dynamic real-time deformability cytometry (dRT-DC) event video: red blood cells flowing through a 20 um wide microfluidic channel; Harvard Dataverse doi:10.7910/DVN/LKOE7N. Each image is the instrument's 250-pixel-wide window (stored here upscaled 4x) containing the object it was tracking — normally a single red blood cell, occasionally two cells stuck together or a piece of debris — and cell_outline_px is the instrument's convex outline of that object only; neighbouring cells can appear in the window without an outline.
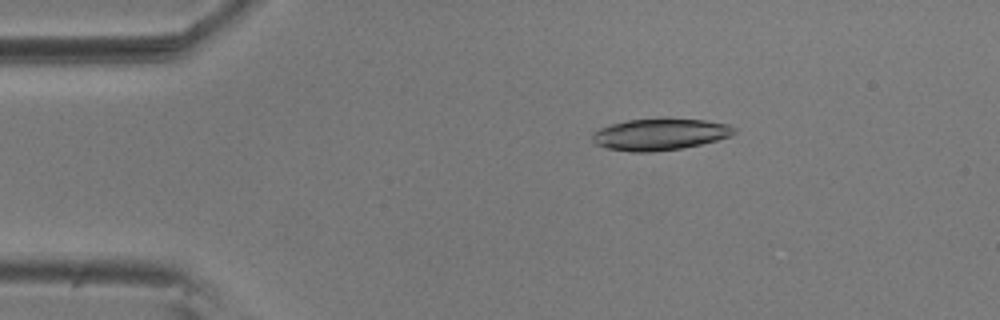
{"species": "common noctule bat (a hibernating species)", "species_latin": "Nyctalus noctula", "temperature_condition": "room temperature", "stored_images_in_passage": 54, "camera_frame_rate_fps": 3000, "um_per_image_px": 0.085, "animal": {"sex": "male", "body_mass_g": 20.5, "forearm_length_mm": 52.5}, "frame": {"image": 1, "passage_image": 9, "time_ms": 2.667, "image_size_px": [1000, 320], "cell_outline_px": [[736, 132], [732, 136], [700, 144], [680, 148], [652, 152], [632, 152], [608, 148], [596, 144], [592, 140], [592, 132], [600, 128], [612, 124], [628, 120], [664, 116], [668, 116], [704, 120], [728, 124], [736, 128]], "centroid_in_image_um": [56.11, 11.38], "position_along_channel_um": 28.9, "area_um2": 26.7}}
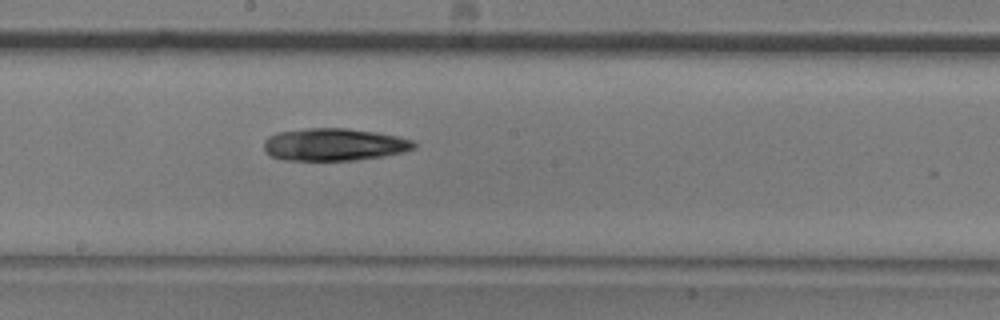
{"frame": {"image": 2, "passage_image": 29, "time_ms": 9.333, "image_size_px": [1000, 320], "cell_outline_px": [[416, 148], [400, 152], [380, 156], [356, 160], [284, 160], [272, 156], [264, 152], [264, 140], [268, 136], [276, 132], [308, 128], [348, 128], [376, 132], [396, 136], [412, 140], [416, 144]], "centroid_in_image_um": [28.35, 12.28], "position_along_channel_um": 219.9, "area_um2": 28.32}}
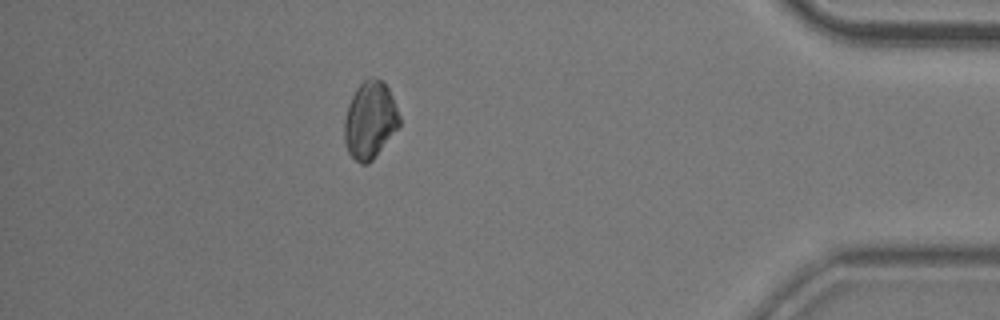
{"frame": {"image": 3, "passage_image": 48, "time_ms": 15.667, "image_size_px": [1000, 320], "cell_outline_px": [[400, 124], [376, 156], [368, 164], [360, 164], [348, 152], [344, 140], [344, 120], [348, 104], [356, 88], [368, 76], [380, 80], [388, 88], [392, 96], [400, 116]], "centroid_in_image_um": [31.43, 10.21], "position_along_channel_um": 403.8, "area_um2": 24.62}, "authors_computed_cell_mechanics": {"area_um2": 26.7614, "velocity_mm_per_s": 3.6262, "shape_relaxation_time_tau1_ms": 4.4607, "shape_relaxation_time_tau2_ms": null, "deformation_change_tau1": 0.1769, "deformation_change_tau2": null}}